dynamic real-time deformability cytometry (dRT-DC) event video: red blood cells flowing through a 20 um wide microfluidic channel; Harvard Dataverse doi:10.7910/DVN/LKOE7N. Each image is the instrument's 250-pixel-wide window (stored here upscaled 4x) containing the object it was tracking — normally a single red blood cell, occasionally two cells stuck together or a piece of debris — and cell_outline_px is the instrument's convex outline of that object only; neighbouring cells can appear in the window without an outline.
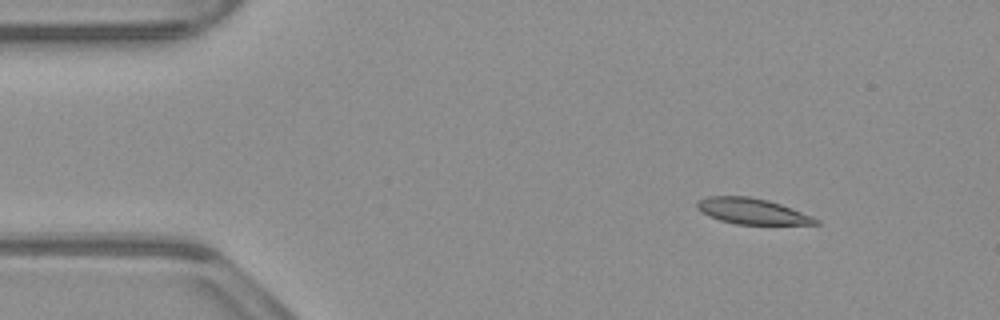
{"species": "common noctule bat (a hibernating species)", "species_latin": "Nyctalus noctula", "temperature_condition": "warm", "stored_images_in_passage": 48, "camera_frame_rate_fps": 3000, "um_per_image_px": 0.085, "animal": {"sex": "male", "body_mass_g": 23.1, "forearm_length_mm": 52.7}, "frame": {"image": 1, "passage_image": 1, "time_ms": 0.0, "image_size_px": [1000, 320], "cell_outline_px": [[820, 224], [736, 224], [720, 220], [708, 216], [700, 212], [696, 208], [696, 200], [708, 196], [748, 196], [768, 200], [792, 208], [812, 216], [820, 220]], "centroid_in_image_um": [63.88, 17.94], "position_along_channel_um": 21.1, "area_um2": 17.92}}
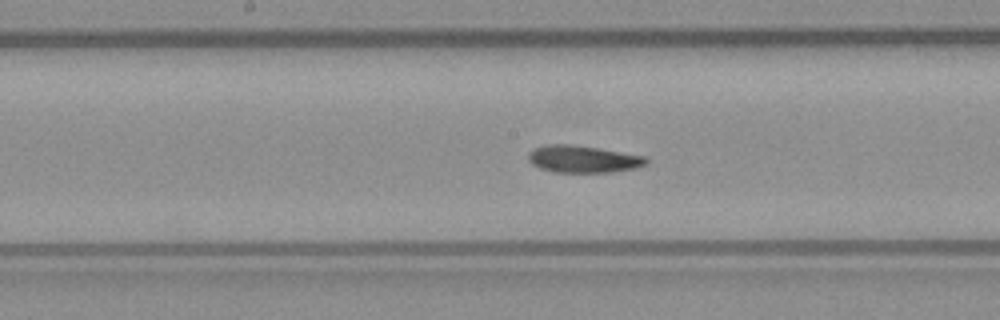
{"frame": {"image": 2, "passage_image": 21, "time_ms": 6.667, "image_size_px": [1000, 320], "cell_outline_px": [[648, 164], [636, 168], [612, 172], [552, 172], [540, 168], [532, 164], [528, 160], [528, 152], [544, 144], [572, 144], [644, 156], [648, 160]], "centroid_in_image_um": [49.53, 13.52], "position_along_channel_um": 198.7, "area_um2": 18.61}}
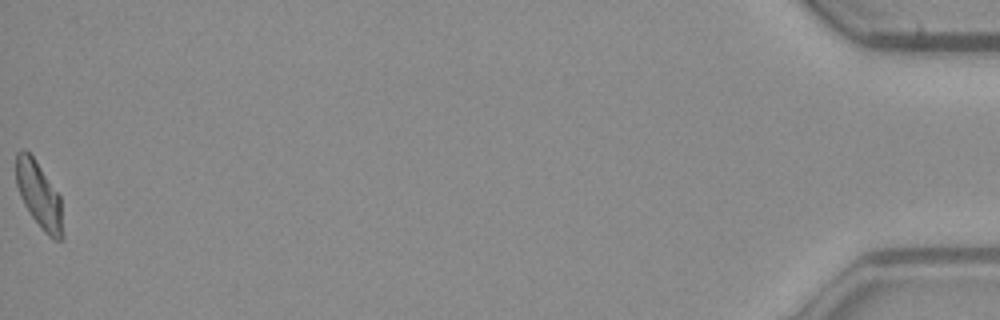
{"frame": {"image": 3, "passage_image": 48, "time_ms": 15.667, "image_size_px": [1000, 320], "cell_outline_px": [[64, 240], [56, 240], [48, 236], [44, 232], [32, 216], [24, 204], [20, 196], [16, 184], [16, 152], [24, 148], [32, 156], [60, 196], [64, 236]], "centroid_in_image_um": [3.33, 16.62], "position_along_channel_um": 431.9, "area_um2": 17.92}, "authors_computed_cell_mechanics": {"area_um2": 18.6983, "velocity_mm_per_s": 3.8319, "shape_relaxation_time_tau1_ms": 6.3797, "shape_relaxation_time_tau2_ms": 2.7014, "deformation_change_tau1": 0.1625, "deformation_change_tau2": 0.0995}}